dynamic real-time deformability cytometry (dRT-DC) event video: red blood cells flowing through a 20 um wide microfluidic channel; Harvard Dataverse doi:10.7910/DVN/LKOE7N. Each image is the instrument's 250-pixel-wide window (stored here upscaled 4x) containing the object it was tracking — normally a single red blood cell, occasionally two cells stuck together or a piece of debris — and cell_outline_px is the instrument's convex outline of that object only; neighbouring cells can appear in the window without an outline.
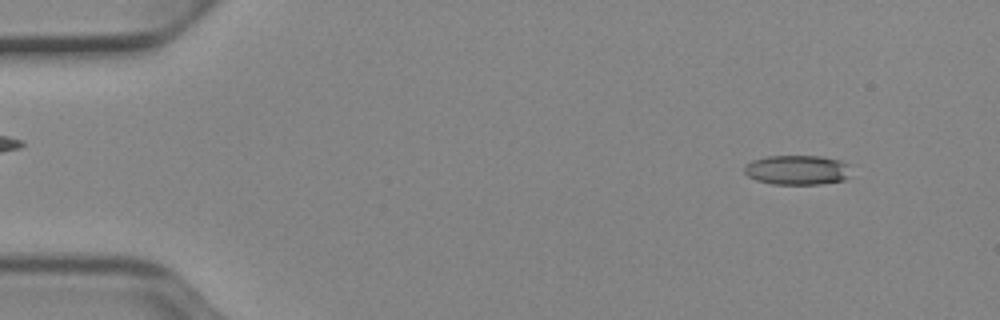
{"species": "Egyptian fruit bat (a non-hibernating species)", "species_latin": "Rousettus aegyptiacus", "temperature_condition": "cold", "stored_images_in_passage": 52, "camera_frame_rate_fps": 3000, "um_per_image_px": 0.085, "animal": {"sex": "female"}, "frame": {"image": 1, "passage_image": 5, "time_ms": 1.333, "image_size_px": [1000, 320], "cell_outline_px": [[848, 176], [844, 180], [820, 184], [772, 184], [756, 180], [748, 176], [744, 172], [744, 164], [752, 160], [768, 156], [820, 156], [840, 160], [848, 164]], "centroid_in_image_um": [67.72, 14.44], "position_along_channel_um": 17.3, "area_um2": 18.44}}
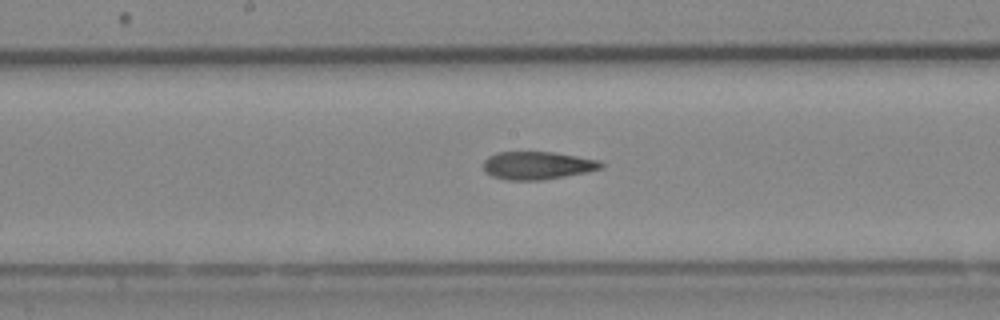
{"frame": {"image": 2, "passage_image": 27, "time_ms": 8.667, "image_size_px": [1000, 320], "cell_outline_px": [[604, 168], [588, 172], [544, 180], [508, 180], [492, 176], [484, 172], [484, 160], [488, 156], [496, 152], [552, 152], [600, 160], [604, 164]], "centroid_in_image_um": [45.7, 14.07], "position_along_channel_um": 202.5, "area_um2": 19.31}}
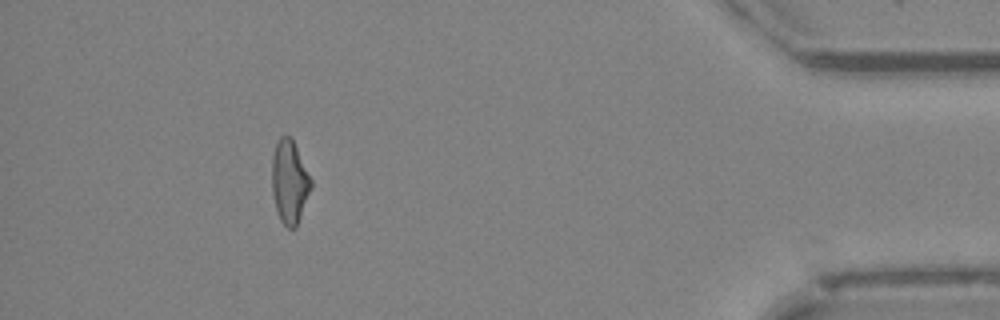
{"frame": {"image": 3, "passage_image": 47, "time_ms": 15.333, "image_size_px": [1000, 320], "cell_outline_px": [[312, 188], [296, 228], [288, 228], [280, 220], [276, 208], [272, 192], [272, 156], [276, 144], [280, 136], [288, 136], [292, 140], [312, 180]], "centroid_in_image_um": [24.61, 15.49], "position_along_channel_um": 410.6, "area_um2": 18.79}, "authors_computed_cell_mechanics": {"area_um2": 19.3341, "velocity_mm_per_s": 3.9328, "shape_relaxation_time_tau1_ms": 9.9191, "shape_relaxation_time_tau2_ms": 1.9469, "deformation_change_tau1": 0.2321, "deformation_change_tau2": 0.1018}}